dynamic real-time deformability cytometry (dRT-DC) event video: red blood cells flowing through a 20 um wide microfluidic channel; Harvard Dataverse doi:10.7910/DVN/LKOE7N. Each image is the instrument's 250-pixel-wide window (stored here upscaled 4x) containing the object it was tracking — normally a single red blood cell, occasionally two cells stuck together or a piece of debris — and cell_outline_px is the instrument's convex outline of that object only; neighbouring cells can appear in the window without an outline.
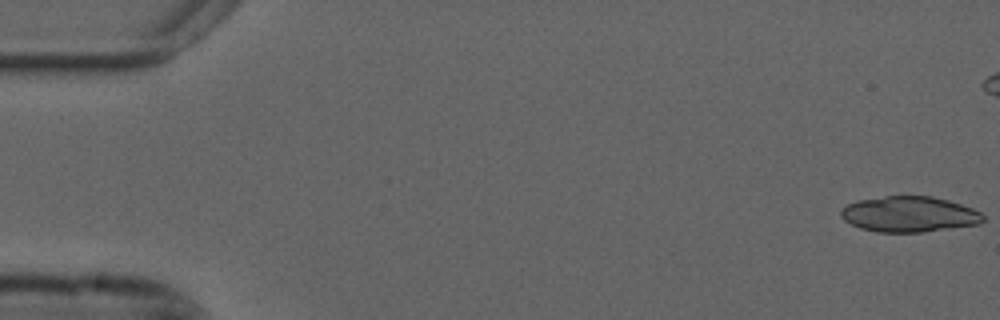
{"species": "common noctule bat (a hibernating species)", "species_latin": "Nyctalus noctula", "temperature_condition": "cold", "stored_images_in_passage": 47, "segment_of_instrument_passage": [1, 2], "camera_frame_rate_fps": 3000, "um_per_image_px": 0.085, "animal": {"sex": "male", "forearm_length_mm": 52.5}, "frame": {"image": 1, "passage_image": 1, "time_ms": 0.0, "image_size_px": [1000, 320], "cell_outline_px": [[984, 220], [980, 224], [920, 232], [876, 232], [860, 228], [844, 220], [840, 216], [840, 208], [856, 200], [884, 196], [932, 196], [948, 200], [972, 208], [980, 212], [984, 216]], "centroid_in_image_um": [77.25, 18.2], "position_along_channel_um": 7.7, "area_um2": 29.59}}